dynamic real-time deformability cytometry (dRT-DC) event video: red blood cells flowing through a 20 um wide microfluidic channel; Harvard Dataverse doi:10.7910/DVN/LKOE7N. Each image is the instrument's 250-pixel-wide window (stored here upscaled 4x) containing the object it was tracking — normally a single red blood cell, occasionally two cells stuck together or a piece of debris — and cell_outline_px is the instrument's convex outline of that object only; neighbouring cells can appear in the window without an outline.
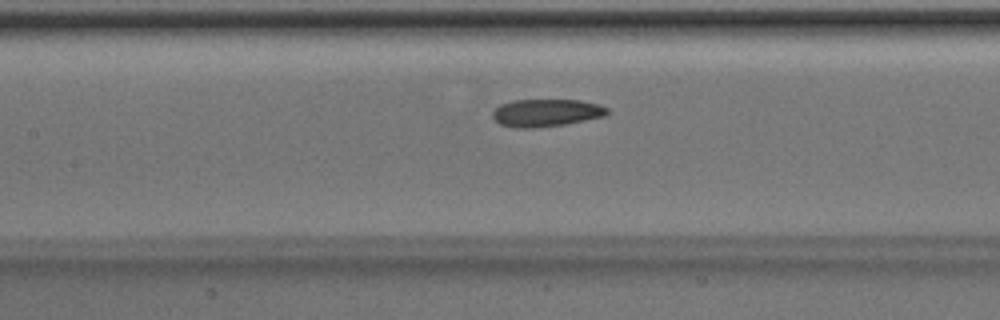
{"species": "Egyptian fruit bat (a non-hibernating species)", "species_latin": "Rousettus aegyptiacus", "temperature_condition": "room temperature", "stored_images_in_passage": 37, "camera_frame_rate_fps": 3000, "um_per_image_px": 0.085, "animal": {"sex": "male"}, "frame": {"image": 1, "passage_image": 14, "time_ms": 4.333, "image_size_px": [1000, 320], "cell_outline_px": [[608, 112], [604, 116], [564, 124], [536, 128], [516, 128], [500, 124], [492, 116], [492, 112], [500, 104], [516, 100], [580, 100], [600, 104], [608, 108]], "centroid_in_image_um": [46.42, 9.58], "position_along_channel_um": 161.0, "area_um2": 18.32}}
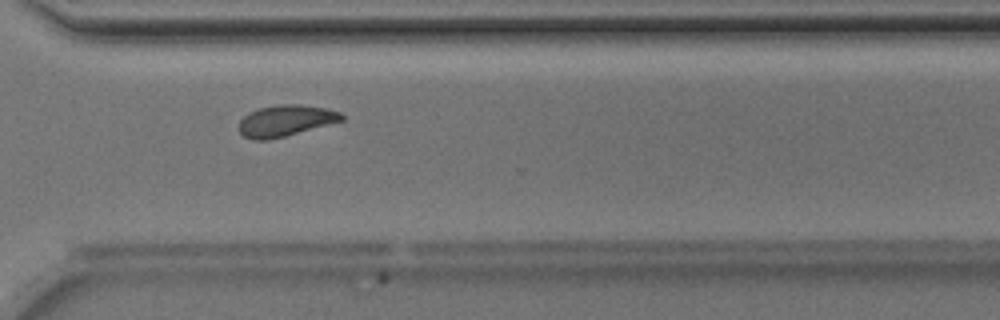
{"frame": {"image": 2, "passage_image": 28, "time_ms": 9.0, "image_size_px": [1000, 320], "cell_outline_px": [[344, 120], [284, 136], [268, 140], [252, 140], [244, 136], [240, 132], [240, 120], [244, 116], [260, 108], [280, 104], [300, 104], [324, 108], [340, 112], [344, 116]], "centroid_in_image_um": [24.28, 10.26], "position_along_channel_um": 346.3, "area_um2": 18.38}}
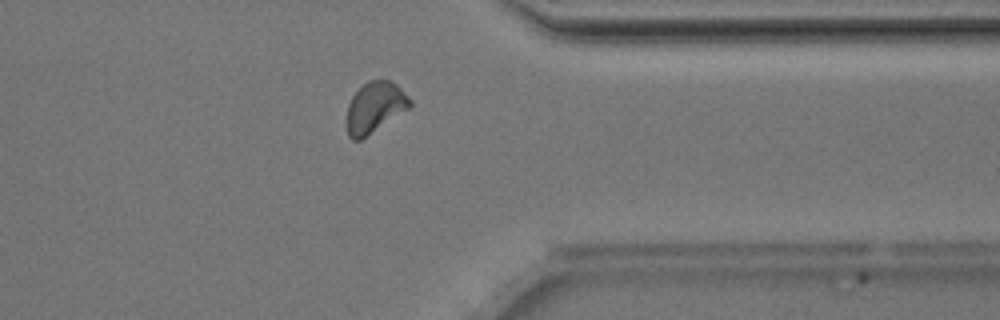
{"frame": {"image": 3, "passage_image": 31, "time_ms": 10.0, "image_size_px": [1000, 320], "cell_outline_px": [[412, 104], [408, 108], [360, 140], [352, 140], [348, 136], [344, 124], [344, 120], [348, 104], [352, 96], [368, 80], [388, 80], [396, 84], [412, 100]], "centroid_in_image_um": [31.8, 9.14], "position_along_channel_um": 379.6, "area_um2": 18.67}}